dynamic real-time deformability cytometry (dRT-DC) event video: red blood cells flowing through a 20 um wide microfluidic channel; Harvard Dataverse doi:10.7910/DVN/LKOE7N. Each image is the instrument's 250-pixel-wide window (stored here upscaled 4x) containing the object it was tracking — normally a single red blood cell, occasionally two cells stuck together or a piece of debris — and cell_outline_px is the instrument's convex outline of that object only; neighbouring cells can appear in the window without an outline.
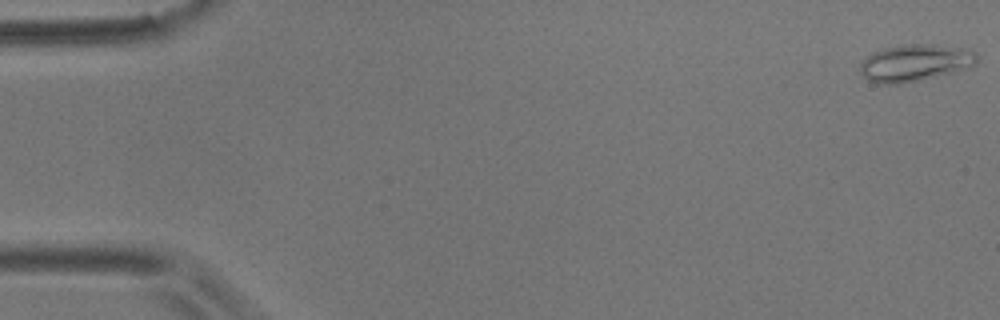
{"species": "common noctule bat (a hibernating species)", "species_latin": "Nyctalus noctula", "temperature_condition": "room temperature", "stored_images_in_passage": 12, "camera_frame_rate_fps": 3000, "um_per_image_px": 0.085, "animal": {"sex": "male", "body_mass_g": 17.9}, "frame": {"image": 1, "passage_image": 1, "time_ms": 0.0, "image_size_px": [1000, 320], "cell_outline_px": [[980, 60], [976, 64], [952, 72], [900, 84], [876, 84], [868, 80], [860, 72], [860, 64], [872, 52], [880, 48], [904, 44], [932, 44], [968, 48], [976, 52]], "centroid_in_image_um": [77.77, 5.32], "position_along_channel_um": 7.2, "area_um2": 25.32}}
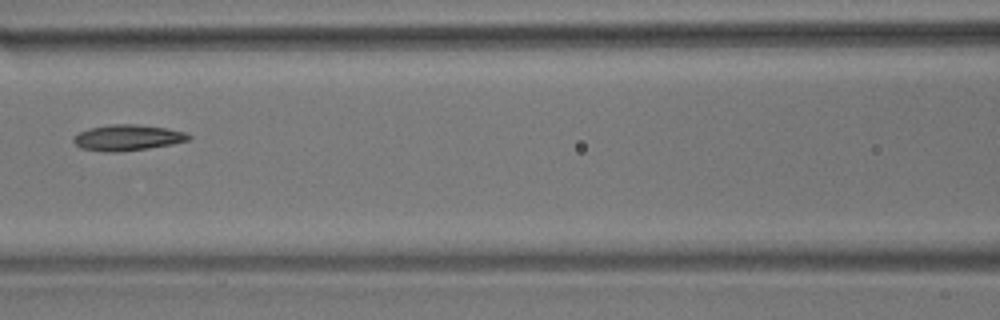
{"frame": {"image": 2, "passage_image": 7, "time_ms": 2.0, "image_size_px": [1000, 320], "cell_outline_px": [[192, 136], [188, 140], [172, 144], [148, 148], [120, 152], [104, 152], [80, 148], [72, 140], [72, 136], [88, 128], [112, 124], [136, 124], [168, 128], [184, 132]], "centroid_in_image_um": [10.81, 11.7], "position_along_channel_um": 155.8, "area_um2": 17.46}}
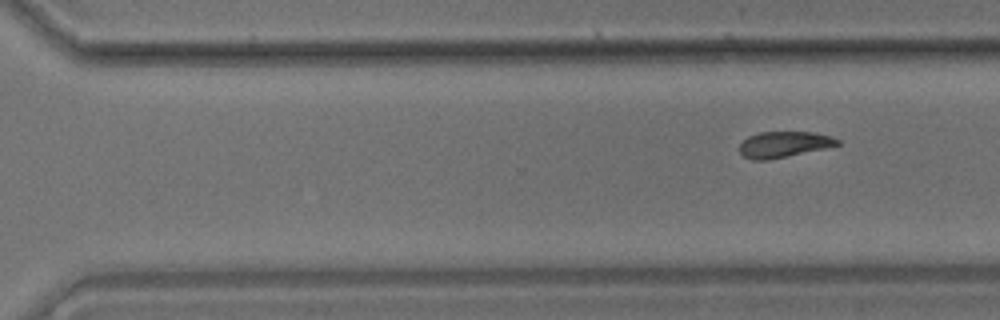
{"frame": {"image": 3, "passage_image": 12, "time_ms": 3.667, "image_size_px": [1000, 320], "cell_outline_px": [[840, 144], [824, 148], [768, 160], [752, 160], [744, 156], [740, 152], [740, 144], [748, 136], [760, 132], [812, 132], [832, 136], [840, 140]], "centroid_in_image_um": [66.62, 12.27], "position_along_channel_um": 304.0, "area_um2": 14.62}}